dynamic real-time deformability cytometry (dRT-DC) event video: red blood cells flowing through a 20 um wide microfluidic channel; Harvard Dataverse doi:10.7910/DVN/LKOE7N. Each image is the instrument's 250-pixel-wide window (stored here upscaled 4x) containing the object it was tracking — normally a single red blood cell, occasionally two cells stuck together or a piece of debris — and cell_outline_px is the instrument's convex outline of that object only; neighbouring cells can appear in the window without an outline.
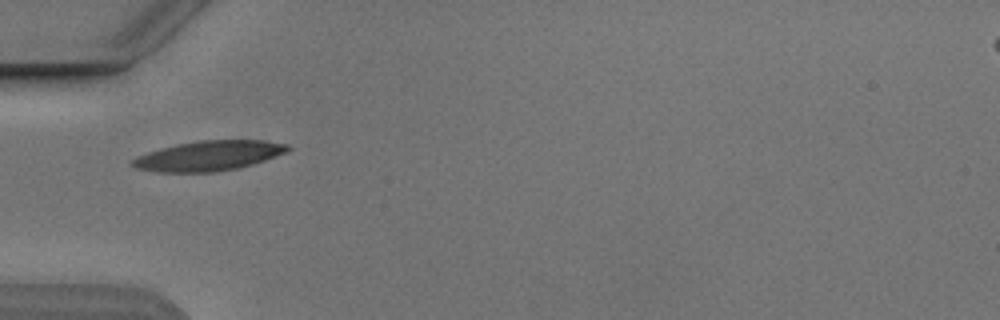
{"species": "Egyptian fruit bat (a non-hibernating species)", "species_latin": "Rousettus aegyptiacus", "temperature_condition": "cold", "stored_images_in_passage": 3, "camera_frame_rate_fps": 3000, "um_per_image_px": 0.085, "animal": {"sex": "male"}, "frame": {"image": 1, "passage_image": 1, "time_ms": 0.0, "image_size_px": [1000, 320], "cell_outline_px": [[292, 148], [288, 152], [252, 164], [236, 168], [216, 172], [156, 172], [136, 168], [128, 164], [136, 156], [160, 148], [176, 144], [200, 140], [264, 140], [288, 144]], "centroid_in_image_um": [17.73, 13.24], "position_along_channel_um": 67.3, "area_um2": 27.22}}
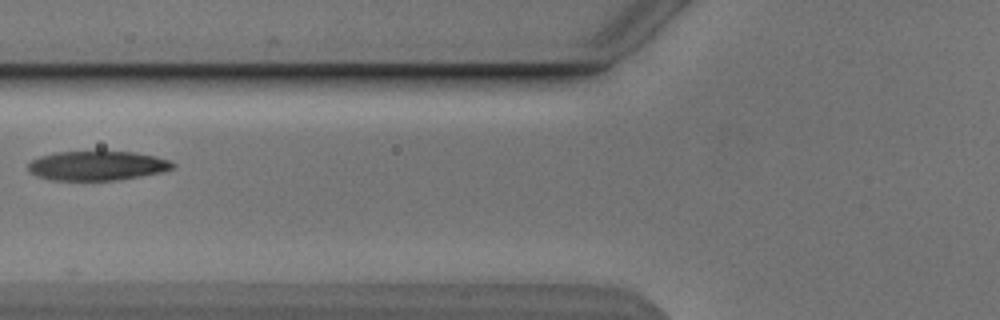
{"frame": {"image": 2, "passage_image": 2, "time_ms": 1.333, "image_size_px": [1000, 320], "cell_outline_px": [[176, 168], [160, 172], [120, 180], [52, 180], [40, 176], [32, 172], [28, 168], [28, 164], [32, 160], [40, 156], [56, 152], [132, 152], [156, 156], [168, 160], [176, 164]], "centroid_in_image_um": [8.3, 14.08], "position_along_channel_um": 117.5, "area_um2": 24.51}}
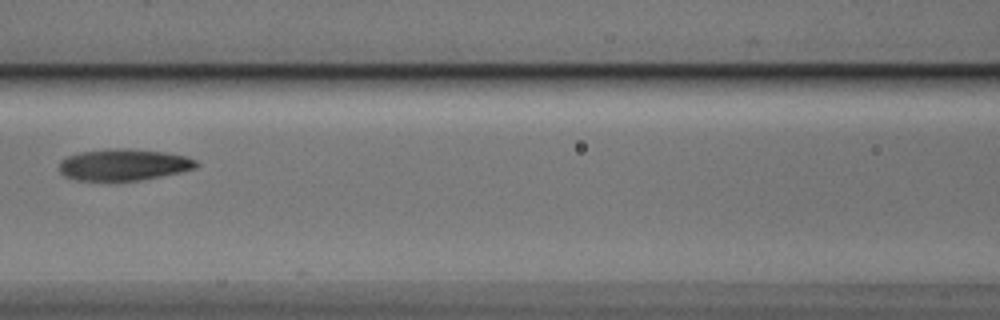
{"frame": {"image": 3, "passage_image": 3, "time_ms": 2.333, "image_size_px": [1000, 320], "cell_outline_px": [[200, 164], [196, 168], [180, 172], [140, 180], [76, 180], [64, 176], [60, 172], [60, 160], [68, 156], [80, 152], [112, 148], [128, 148], [164, 152], [184, 156], [196, 160]], "centroid_in_image_um": [10.51, 13.99], "position_along_channel_um": 156.1, "area_um2": 25.09}}